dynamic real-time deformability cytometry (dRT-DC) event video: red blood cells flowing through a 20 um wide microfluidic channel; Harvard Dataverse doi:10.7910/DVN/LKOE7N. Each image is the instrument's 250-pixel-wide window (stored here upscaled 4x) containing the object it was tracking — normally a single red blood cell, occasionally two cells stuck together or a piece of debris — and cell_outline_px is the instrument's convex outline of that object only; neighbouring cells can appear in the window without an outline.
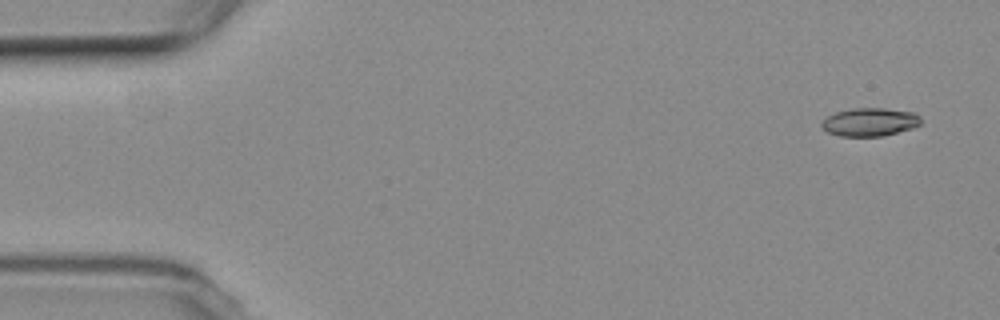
{"species": "common noctule bat (a hibernating species)", "species_latin": "Nyctalus noctula", "temperature_condition": "room temperature", "stored_images_in_passage": 4, "camera_frame_rate_fps": 3000, "um_per_image_px": 0.085, "animal": {"sex": "female", "body_mass_g": 19.3, "forearm_length_mm": 54.1}, "frame": {"image": 1, "passage_image": 1, "time_ms": 0.0, "image_size_px": [1000, 320], "cell_outline_px": [[920, 124], [912, 128], [884, 136], [840, 136], [828, 132], [820, 124], [828, 116], [836, 112], [852, 108], [884, 108], [912, 112], [920, 116]], "centroid_in_image_um": [73.94, 10.37], "position_along_channel_um": 11.1, "area_um2": 16.18}}
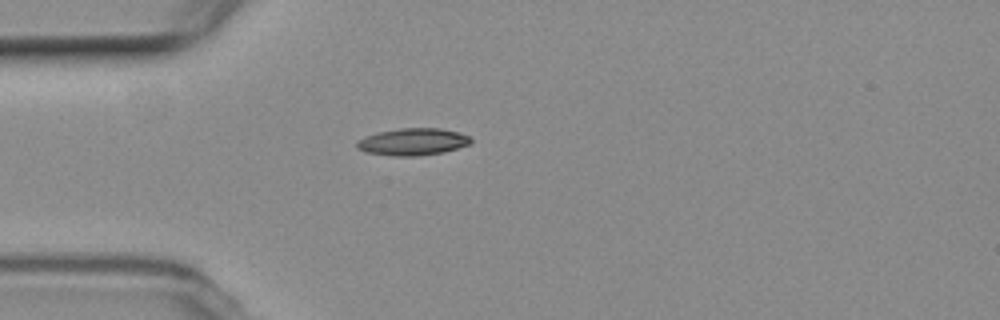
{"frame": {"image": 2, "passage_image": 4, "time_ms": 4.333, "image_size_px": [1000, 320], "cell_outline_px": [[472, 140], [468, 144], [444, 152], [416, 156], [396, 156], [364, 152], [356, 148], [356, 140], [364, 136], [376, 132], [400, 128], [440, 128], [460, 132], [468, 136]], "centroid_in_image_um": [35.03, 12.04], "position_along_channel_um": 50.0, "area_um2": 18.09}}